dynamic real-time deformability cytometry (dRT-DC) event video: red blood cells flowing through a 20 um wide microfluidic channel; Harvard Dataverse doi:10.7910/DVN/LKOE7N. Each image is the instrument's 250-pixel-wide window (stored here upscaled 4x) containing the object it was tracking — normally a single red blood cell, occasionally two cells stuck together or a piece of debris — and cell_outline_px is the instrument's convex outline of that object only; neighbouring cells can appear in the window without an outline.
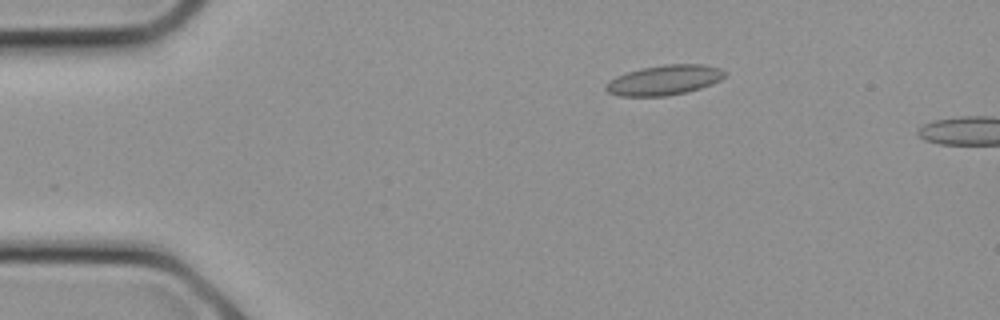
{"species": "common noctule bat (a hibernating species)", "species_latin": "Nyctalus noctula", "temperature_condition": "cold", "stored_images_in_passage": 7, "camera_frame_rate_fps": 3000, "um_per_image_px": 0.085, "animal": {"sex": "female", "body_mass_g": 21.9}, "frame": {"image": 1, "passage_image": 5, "time_ms": 1.333, "image_size_px": [1000, 320], "cell_outline_px": [[724, 76], [720, 80], [712, 84], [688, 92], [668, 96], [620, 96], [608, 92], [604, 88], [608, 80], [616, 76], [640, 68], [664, 64], [704, 64], [720, 68], [724, 72]], "centroid_in_image_um": [56.45, 6.81], "position_along_channel_um": 28.6, "area_um2": 20.87}}